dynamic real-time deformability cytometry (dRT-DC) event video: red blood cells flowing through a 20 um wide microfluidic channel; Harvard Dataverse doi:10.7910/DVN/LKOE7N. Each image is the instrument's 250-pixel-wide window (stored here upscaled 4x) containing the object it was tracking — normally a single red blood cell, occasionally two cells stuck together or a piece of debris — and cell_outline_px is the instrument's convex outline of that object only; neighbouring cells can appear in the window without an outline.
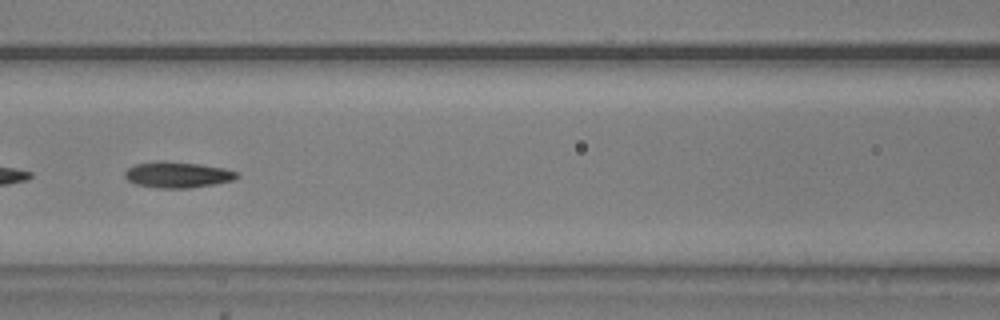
{"species": "common noctule bat (a hibernating species)", "species_latin": "Nyctalus noctula", "temperature_condition": "warm", "stored_images_in_passage": 34, "camera_frame_rate_fps": 3000, "um_per_image_px": 0.085, "animal": {"sex": "male", "body_mass_g": 20.5, "forearm_length_mm": 52.5}, "frame": {"image": 1, "passage_image": 10, "time_ms": 3.0, "image_size_px": [1000, 320], "cell_outline_px": [[240, 176], [232, 180], [216, 184], [188, 188], [156, 188], [136, 184], [128, 180], [124, 176], [124, 172], [128, 168], [136, 164], [196, 164], [224, 168], [236, 172]], "centroid_in_image_um": [15.12, 14.91], "position_along_channel_um": 151.5, "area_um2": 16.01}, "authors_computed_cell_mechanics": {"area_um2": 16.6753, "velocity_mm_per_s": 3.6154, "shape_relaxation_time_tau1_ms": 3.5766, "shape_relaxation_time_tau2_ms": 2.7663, "deformation_change_tau1": 0.146, "deformation_change_tau2": 0.0983}}